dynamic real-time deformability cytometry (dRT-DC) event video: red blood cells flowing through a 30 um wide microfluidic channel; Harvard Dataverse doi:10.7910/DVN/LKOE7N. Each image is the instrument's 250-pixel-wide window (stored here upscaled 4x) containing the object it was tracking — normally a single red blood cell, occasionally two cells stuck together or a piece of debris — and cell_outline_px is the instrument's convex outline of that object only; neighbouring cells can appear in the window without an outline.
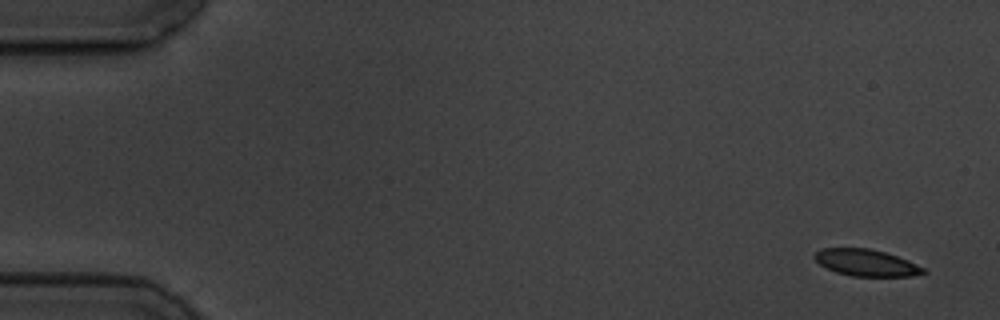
{"species": "common noctule bat (a hibernating species)", "species_latin": "Nyctalus noctula", "temperature_condition": "cold", "stored_images_in_passage": 15, "camera_frame_rate_fps": 3000, "um_per_image_px": 0.085, "animal": {"sex": "male", "body_mass_g": 19.5, "forearm_length_mm": 54.6}, "frame": {"image": 1, "passage_image": 1, "time_ms": 0.0, "image_size_px": [1000, 320], "cell_outline_px": [[928, 272], [912, 276], [852, 276], [836, 272], [820, 264], [812, 256], [820, 248], [868, 248], [884, 252], [908, 260], [924, 268]], "centroid_in_image_um": [73.62, 22.33], "position_along_channel_um": 11.4, "area_um2": 16.82}}
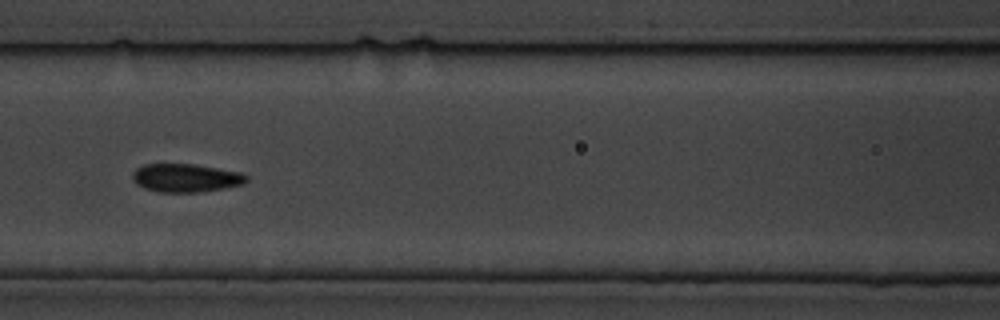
{"frame": {"image": 2, "passage_image": 7, "time_ms": 7.667, "image_size_px": [1000, 320], "cell_outline_px": [[248, 180], [244, 184], [224, 188], [200, 192], [160, 192], [144, 188], [136, 184], [132, 180], [132, 172], [136, 168], [144, 164], [192, 164], [240, 172], [248, 176]], "centroid_in_image_um": [15.77, 15.12], "position_along_channel_um": 150.8, "area_um2": 18.84}}
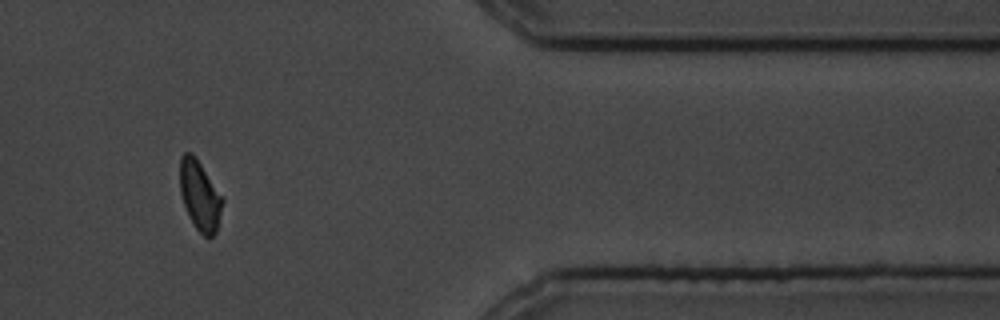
{"frame": {"image": 3, "passage_image": 13, "time_ms": 15.333, "image_size_px": [1000, 320], "cell_outline_px": [[224, 200], [216, 232], [208, 240], [196, 228], [188, 216], [180, 192], [180, 156], [184, 152], [192, 152]], "centroid_in_image_um": [16.97, 16.64], "position_along_channel_um": 394.4, "area_um2": 17.11}, "authors_computed_cell_mechanics": {"area_um2": 17.918, "velocity_mm_per_s": 3.5034, "shape_relaxation_time_tau1_ms": 3.5282, "shape_relaxation_time_tau2_ms": null, "deformation_change_tau1": 0.0759, "deformation_change_tau2": null}}